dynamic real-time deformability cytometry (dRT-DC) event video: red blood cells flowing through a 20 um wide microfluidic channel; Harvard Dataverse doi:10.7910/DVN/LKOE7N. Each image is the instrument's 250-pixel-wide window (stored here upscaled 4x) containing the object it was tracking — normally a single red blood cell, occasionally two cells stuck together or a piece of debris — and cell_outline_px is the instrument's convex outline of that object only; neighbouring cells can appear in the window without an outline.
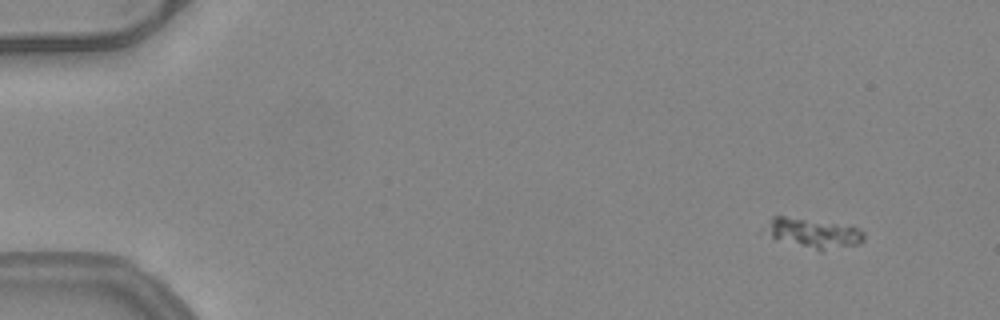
{"species": "common noctule bat (a hibernating species)", "species_latin": "Nyctalus noctula", "temperature_condition": "warm", "stored_images_in_passage": 12, "camera_frame_rate_fps": 3000, "um_per_image_px": 0.085, "animal": {"sex": "female", "body_mass_g": 24.6, "forearm_length_mm": 56.2}, "frame": {"image": 1, "passage_image": 4, "time_ms": 1.0, "image_size_px": [1000, 320], "cell_outline_px": [[864, 240], [860, 244], [824, 252], [820, 252], [776, 240], [772, 236], [772, 216], [784, 216], [852, 224], [860, 228], [864, 232]], "centroid_in_image_um": [69.35, 19.85], "position_along_channel_um": 15.6, "area_um2": 17.34}}